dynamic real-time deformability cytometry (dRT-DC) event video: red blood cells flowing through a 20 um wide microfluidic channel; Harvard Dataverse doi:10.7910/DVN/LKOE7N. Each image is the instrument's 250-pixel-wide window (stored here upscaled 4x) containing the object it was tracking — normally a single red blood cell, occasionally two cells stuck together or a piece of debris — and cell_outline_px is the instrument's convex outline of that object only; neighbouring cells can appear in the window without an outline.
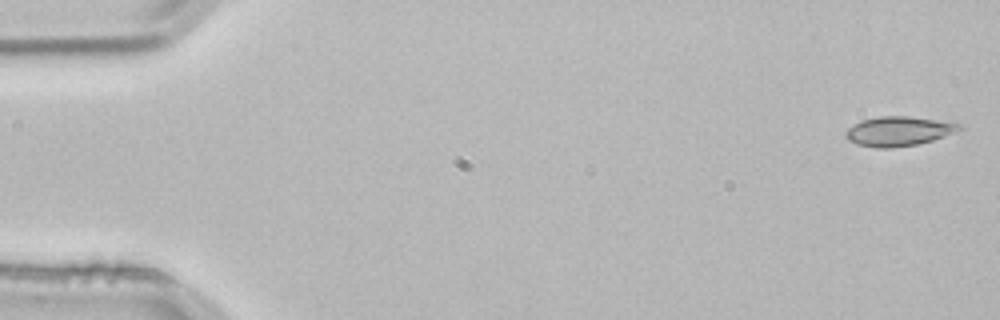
{"species": "common noctule bat (a hibernating species)", "species_latin": "Nyctalus noctula", "temperature_condition": "room temperature", "stored_images_in_passage": 3, "camera_frame_rate_fps": 3000, "um_per_image_px": 0.085, "animal": {"sex": "male", "body_mass_g": 21.5, "forearm_length_mm": 52.0}, "frame": {"image": 1, "passage_image": 1, "time_ms": 0.0, "image_size_px": [1000, 320], "cell_outline_px": [[964, 128], [932, 140], [916, 144], [892, 148], [876, 148], [856, 144], [848, 140], [844, 136], [844, 132], [848, 128], [860, 120], [880, 116], [908, 116], [960, 124]], "centroid_in_image_um": [76.3, 11.16], "position_along_channel_um": 8.7, "area_um2": 19.36}}